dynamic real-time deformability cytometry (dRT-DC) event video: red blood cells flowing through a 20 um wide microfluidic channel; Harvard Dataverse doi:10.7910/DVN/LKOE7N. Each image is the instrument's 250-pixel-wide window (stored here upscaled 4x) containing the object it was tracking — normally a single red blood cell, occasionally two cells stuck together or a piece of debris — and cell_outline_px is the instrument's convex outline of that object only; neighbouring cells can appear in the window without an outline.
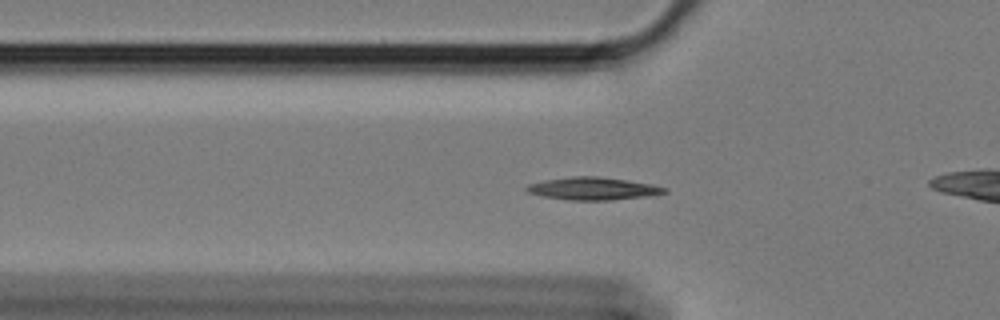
{"species": "Egyptian fruit bat (a non-hibernating species)", "species_latin": "Rousettus aegyptiacus", "temperature_condition": "cold", "stored_images_in_passage": 49, "camera_frame_rate_fps": 3000, "um_per_image_px": 0.085, "animal": {"sex": "female"}, "frame": {"image": 1, "passage_image": 8, "time_ms": 2.333, "image_size_px": [1000, 320], "cell_outline_px": [[668, 192], [656, 196], [612, 200], [568, 200], [544, 196], [528, 192], [524, 188], [528, 184], [544, 180], [572, 176], [596, 176], [628, 180], [652, 184], [668, 188]], "centroid_in_image_um": [50.49, 16.03], "position_along_channel_um": 75.3, "area_um2": 18.44}}
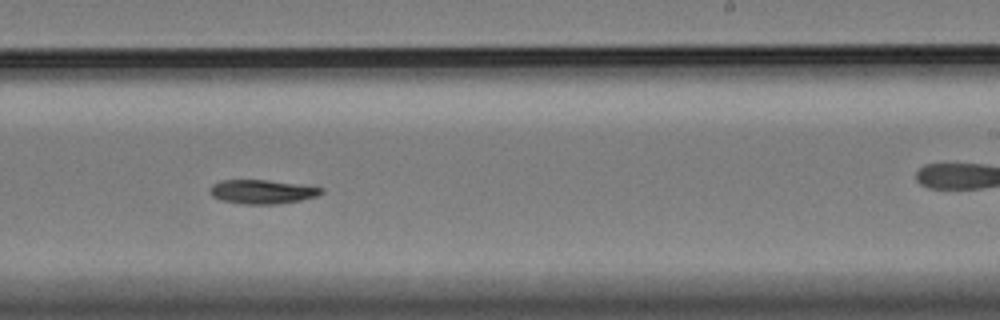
{"frame": {"image": 2, "passage_image": 25, "time_ms": 8.0, "image_size_px": [1000, 320], "cell_outline_px": [[324, 192], [316, 196], [300, 200], [280, 204], [244, 204], [220, 200], [212, 196], [208, 192], [208, 188], [212, 184], [220, 180], [268, 180], [324, 188]], "centroid_in_image_um": [22.23, 16.3], "position_along_channel_um": 266.8, "area_um2": 15.66}}
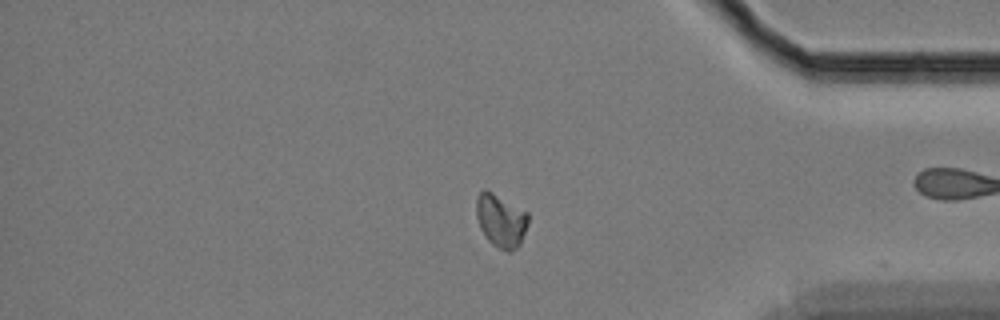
{"frame": {"image": 3, "passage_image": 38, "time_ms": 12.333, "image_size_px": [1000, 320], "cell_outline_px": [[528, 224], [520, 244], [512, 252], [508, 252], [492, 244], [488, 240], [480, 228], [476, 216], [476, 200], [480, 192], [484, 188], [492, 192], [528, 212]], "centroid_in_image_um": [42.58, 18.75], "position_along_channel_um": 392.6, "area_um2": 16.07}, "authors_computed_cell_mechanics": {"area_um2": 15.7794, "velocity_mm_per_s": 3.3752, "shape_relaxation_time_tau1_ms": 8.3982, "shape_relaxation_time_tau2_ms": 6.0853, "deformation_change_tau1": 0.1573, "deformation_change_tau2": 0.0902}}